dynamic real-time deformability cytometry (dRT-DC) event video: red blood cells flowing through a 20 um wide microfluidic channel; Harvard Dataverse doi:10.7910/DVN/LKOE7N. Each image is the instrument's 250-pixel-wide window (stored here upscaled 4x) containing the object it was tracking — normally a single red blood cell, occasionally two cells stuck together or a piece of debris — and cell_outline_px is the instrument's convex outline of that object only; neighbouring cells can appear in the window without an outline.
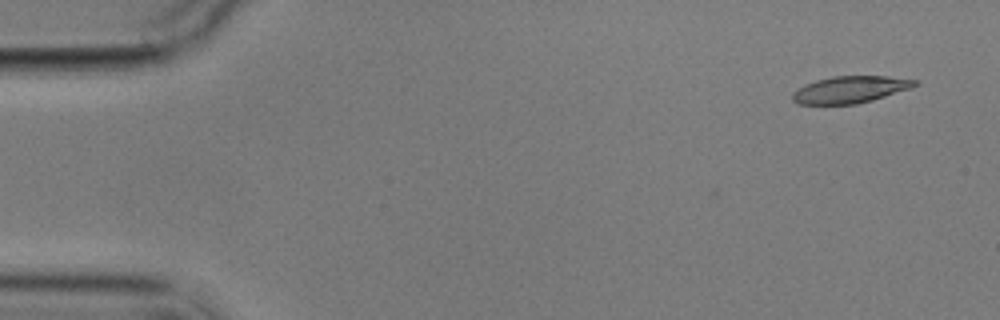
{"species": "common noctule bat (a hibernating species)", "species_latin": "Nyctalus noctula", "temperature_condition": "cold", "stored_images_in_passage": 9, "camera_frame_rate_fps": 3000, "um_per_image_px": 0.085, "animal": {"sex": "male", "body_mass_g": 17.9}, "frame": {"image": 1, "passage_image": 1, "time_ms": 0.0, "image_size_px": [1000, 320], "cell_outline_px": [[920, 84], [912, 88], [872, 100], [856, 104], [800, 104], [792, 100], [792, 92], [796, 88], [816, 80], [832, 76], [888, 76], [920, 80]], "centroid_in_image_um": [72.3, 7.6], "position_along_channel_um": 12.7, "area_um2": 19.36}}
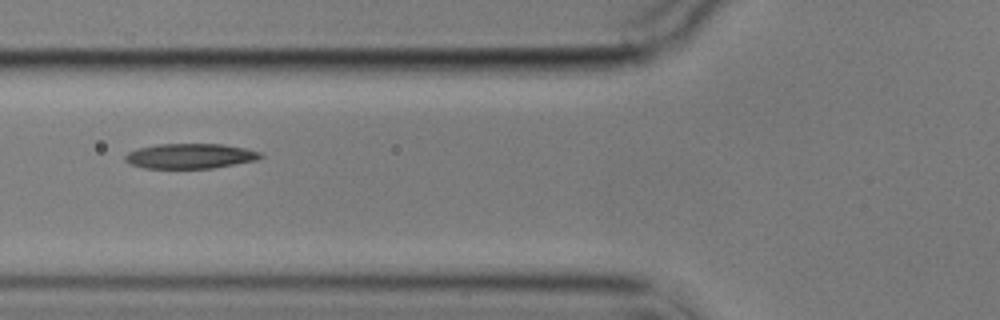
{"frame": {"image": 2, "passage_image": 6, "time_ms": 6.0, "image_size_px": [1000, 320], "cell_outline_px": [[264, 156], [256, 160], [212, 168], [144, 168], [128, 164], [124, 160], [124, 156], [128, 152], [136, 148], [156, 144], [220, 144], [244, 148], [260, 152]], "centroid_in_image_um": [16.1, 13.26], "position_along_channel_um": 109.7, "area_um2": 19.77}}
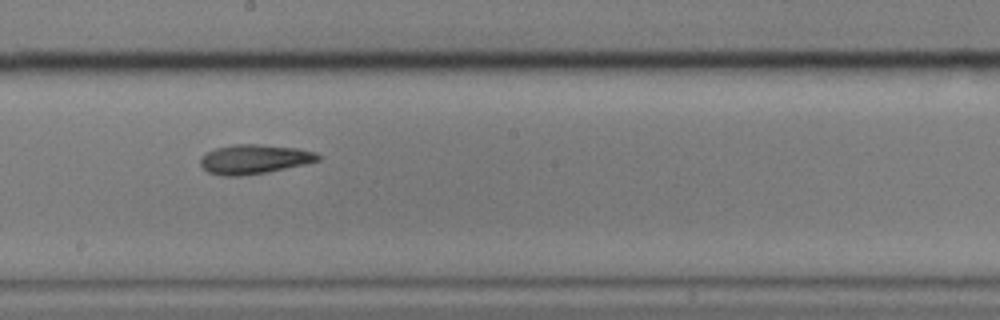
{"frame": {"image": 3, "passage_image": 9, "time_ms": 9.333, "image_size_px": [1000, 320], "cell_outline_px": [[324, 156], [320, 160], [304, 164], [268, 172], [240, 176], [220, 176], [208, 172], [200, 164], [200, 156], [216, 148], [232, 144], [256, 144], [300, 148], [316, 152]], "centroid_in_image_um": [21.63, 13.53], "position_along_channel_um": 226.6, "area_um2": 20.35}}